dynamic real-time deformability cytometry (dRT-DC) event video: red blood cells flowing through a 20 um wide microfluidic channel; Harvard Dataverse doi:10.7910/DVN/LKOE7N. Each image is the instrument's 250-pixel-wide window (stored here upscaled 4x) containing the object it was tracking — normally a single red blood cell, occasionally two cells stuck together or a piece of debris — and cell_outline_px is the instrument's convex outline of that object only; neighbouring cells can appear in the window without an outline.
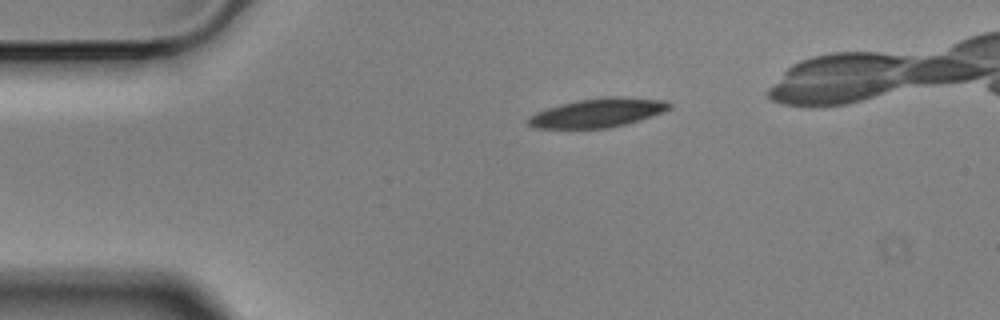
{"species": "Egyptian fruit bat (a non-hibernating species)", "species_latin": "Rousettus aegyptiacus", "temperature_condition": "cold", "stored_images_in_passage": 3, "camera_frame_rate_fps": 3000, "um_per_image_px": 0.085, "animal": {"sex": "male"}, "frame": {"image": 1, "passage_image": 1, "time_ms": 0.0, "image_size_px": [1000, 320], "cell_outline_px": [[672, 108], [664, 112], [652, 116], [624, 124], [608, 128], [532, 128], [528, 124], [528, 116], [536, 112], [548, 108], [580, 100], [608, 96], [620, 96], [664, 100], [672, 104]], "centroid_in_image_um": [50.84, 9.59], "position_along_channel_um": 34.2, "area_um2": 23.64}}